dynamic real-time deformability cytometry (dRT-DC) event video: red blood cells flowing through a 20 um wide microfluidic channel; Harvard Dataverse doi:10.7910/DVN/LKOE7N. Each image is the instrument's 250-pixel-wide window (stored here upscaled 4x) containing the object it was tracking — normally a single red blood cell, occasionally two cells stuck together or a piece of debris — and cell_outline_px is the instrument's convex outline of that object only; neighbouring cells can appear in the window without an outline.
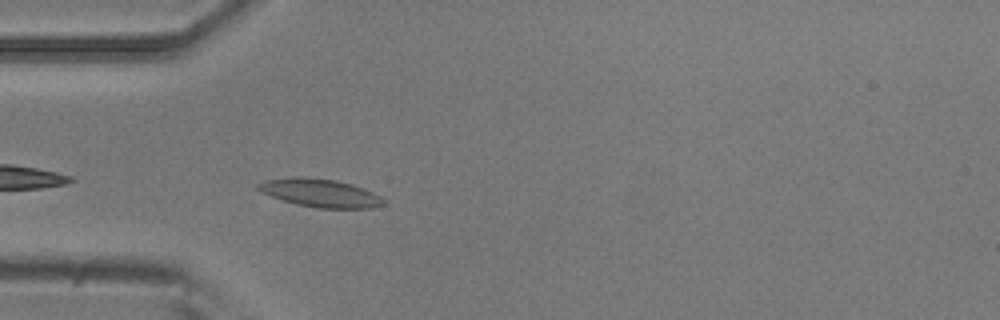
{"species": "common noctule bat (a hibernating species)", "species_latin": "Nyctalus noctula", "temperature_condition": "room temperature", "stored_images_in_passage": 29, "camera_frame_rate_fps": 3000, "um_per_image_px": 0.085, "animal": {"sex": "male", "body_mass_g": 20.5, "forearm_length_mm": 52.5}, "frame": {"image": 1, "passage_image": 3, "time_ms": 0.667, "image_size_px": [1000, 320], "cell_outline_px": [[384, 204], [372, 208], [316, 208], [296, 204], [272, 196], [256, 188], [256, 184], [268, 180], [296, 176], [300, 176], [336, 180], [352, 184], [364, 188], [380, 196], [384, 200]], "centroid_in_image_um": [27.24, 16.4], "position_along_channel_um": 57.8, "area_um2": 20.4}}
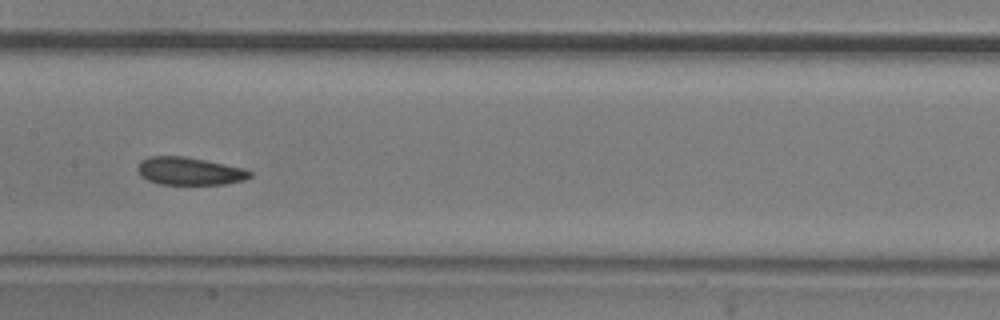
{"frame": {"image": 2, "passage_image": 14, "time_ms": 4.333, "image_size_px": [1000, 320], "cell_outline_px": [[252, 176], [244, 180], [224, 184], [160, 184], [148, 180], [140, 176], [136, 168], [140, 160], [148, 156], [184, 156], [244, 168], [252, 172]], "centroid_in_image_um": [16.07, 14.54], "position_along_channel_um": 191.3, "area_um2": 18.21}}
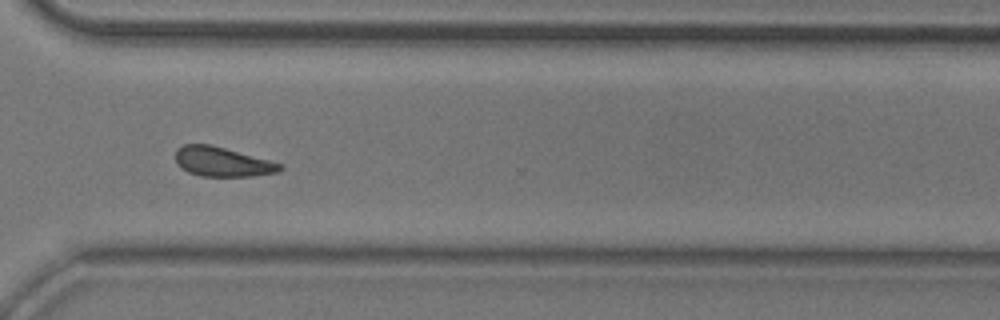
{"frame": {"image": 3, "passage_image": 27, "time_ms": 8.667, "image_size_px": [1000, 320], "cell_outline_px": [[284, 168], [280, 172], [252, 176], [200, 176], [188, 172], [180, 168], [176, 164], [176, 148], [184, 144], [212, 144], [284, 164]], "centroid_in_image_um": [18.91, 13.75], "position_along_channel_um": 351.7, "area_um2": 18.26}, "authors_computed_cell_mechanics": {"area_um2": 18.2648, "velocity_mm_per_s": 3.7191, "shape_relaxation_time_tau1_ms": 10.4981, "shape_relaxation_time_tau2_ms": 6.2371, "deformation_change_tau1": 0.1625, "deformation_change_tau2": 0.1346}}